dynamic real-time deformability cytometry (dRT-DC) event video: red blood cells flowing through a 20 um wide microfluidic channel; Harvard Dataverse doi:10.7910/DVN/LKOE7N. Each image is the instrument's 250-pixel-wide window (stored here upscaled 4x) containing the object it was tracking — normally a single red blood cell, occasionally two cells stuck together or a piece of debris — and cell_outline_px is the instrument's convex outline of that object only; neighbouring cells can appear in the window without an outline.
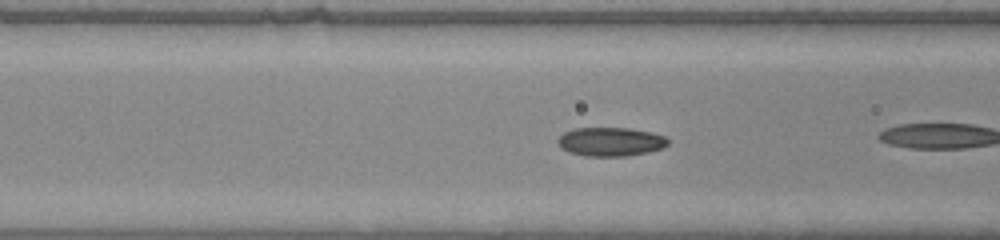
{"species": "common noctule bat (a hibernating species)", "species_latin": "Nyctalus noctula", "temperature_condition": "warm", "stored_images_in_passage": 11, "camera_frame_rate_fps": 3000, "um_per_image_px": 0.085, "animal": {"sex": "male", "body_mass_g": 20.0, "forearm_length_mm": 53.3}, "frame": {"image": 1, "passage_image": 4, "time_ms": 1.0, "image_size_px": [1000, 240], "cell_outline_px": [[668, 144], [664, 148], [648, 152], [628, 156], [584, 156], [568, 152], [560, 148], [556, 144], [556, 140], [564, 132], [576, 128], [628, 128], [652, 132], [664, 136], [668, 140]], "centroid_in_image_um": [51.87, 12.05], "position_along_channel_um": 114.7, "area_um2": 18.73}}